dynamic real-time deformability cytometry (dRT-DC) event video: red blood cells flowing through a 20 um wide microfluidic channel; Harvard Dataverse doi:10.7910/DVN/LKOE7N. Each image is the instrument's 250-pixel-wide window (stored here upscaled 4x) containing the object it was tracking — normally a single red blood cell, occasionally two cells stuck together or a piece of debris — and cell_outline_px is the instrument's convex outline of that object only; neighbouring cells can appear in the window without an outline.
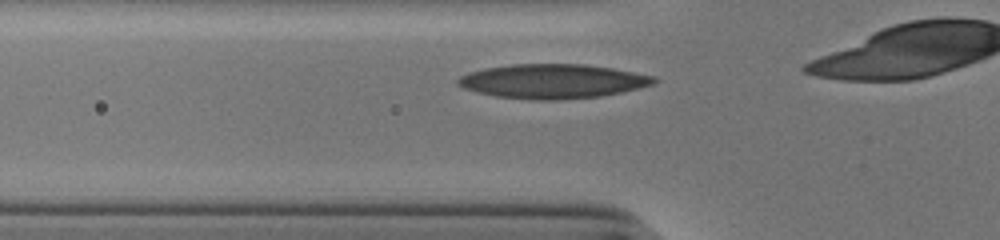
{"species": "human", "species_latin": "Homo sapiens", "temperature_condition": "cold", "stored_images_in_passage": 28, "camera_frame_rate_fps": 3000, "um_per_image_px": 0.085, "donor": {"sex": "male"}, "frame": {"image": 1, "passage_image": 3, "time_ms": 0.667, "image_size_px": [1000, 240], "cell_outline_px": [[660, 80], [652, 84], [620, 92], [600, 96], [556, 100], [532, 100], [496, 96], [476, 92], [464, 88], [456, 84], [456, 80], [460, 76], [468, 72], [484, 68], [512, 64], [584, 64], [612, 68], [656, 76]], "centroid_in_image_um": [46.95, 6.9], "position_along_channel_um": 78.9, "area_um2": 39.25}}
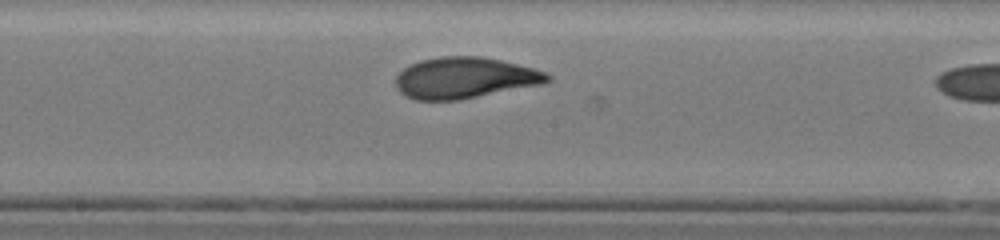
{"frame": {"image": 2, "passage_image": 13, "time_ms": 4.0, "image_size_px": [1000, 240], "cell_outline_px": [[552, 80], [544, 84], [460, 100], [416, 100], [404, 96], [396, 88], [396, 76], [404, 68], [420, 60], [440, 56], [480, 56], [500, 60], [532, 68], [544, 72], [552, 76]], "centroid_in_image_um": [39.5, 6.63], "position_along_channel_um": 208.7, "area_um2": 36.53}}
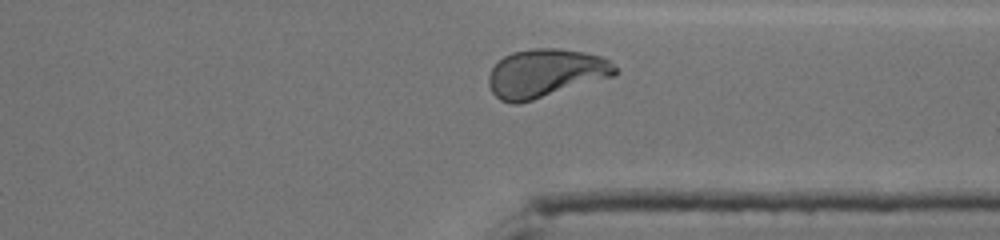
{"frame": {"image": 3, "passage_image": 25, "time_ms": 8.0, "image_size_px": [1000, 240], "cell_outline_px": [[620, 72], [616, 76], [520, 104], [512, 104], [500, 100], [492, 92], [488, 84], [488, 76], [492, 68], [504, 56], [512, 52], [536, 48], [556, 48], [584, 52], [600, 56], [608, 60]], "centroid_in_image_um": [46.38, 6.24], "position_along_channel_um": 365.0, "area_um2": 35.89}}